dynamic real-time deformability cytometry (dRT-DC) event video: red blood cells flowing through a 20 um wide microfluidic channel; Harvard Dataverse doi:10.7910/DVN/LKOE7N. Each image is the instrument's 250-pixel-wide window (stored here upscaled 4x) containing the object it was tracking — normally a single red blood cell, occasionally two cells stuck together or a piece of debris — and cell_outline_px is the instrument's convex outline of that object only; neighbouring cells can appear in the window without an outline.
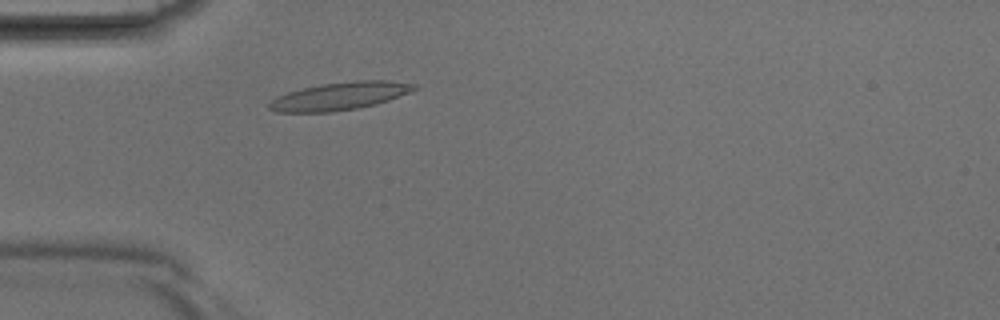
{"species": "Egyptian fruit bat (a non-hibernating species)", "species_latin": "Rousettus aegyptiacus", "temperature_condition": "room temperature", "stored_images_in_passage": 30, "camera_frame_rate_fps": 3000, "um_per_image_px": 0.085, "animal": {"sex": "male"}, "frame": {"image": 1, "passage_image": 1, "time_ms": 0.0, "image_size_px": [1000, 320], "cell_outline_px": [[416, 88], [412, 92], [376, 104], [356, 108], [332, 112], [276, 112], [268, 108], [268, 104], [276, 96], [288, 92], [304, 88], [324, 84], [356, 80], [388, 80], [416, 84]], "centroid_in_image_um": [28.89, 8.17], "position_along_channel_um": 56.1, "area_um2": 23.35}}
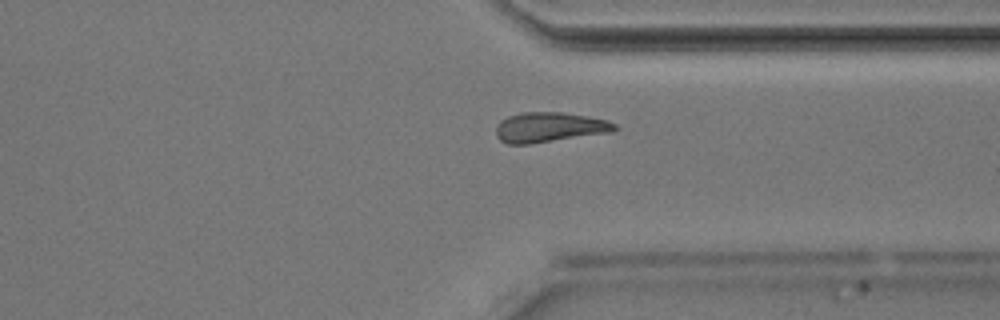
{"frame": {"image": 2, "passage_image": 20, "time_ms": 6.333, "image_size_px": [1000, 320], "cell_outline_px": [[616, 128], [612, 132], [528, 144], [508, 144], [500, 140], [496, 136], [496, 124], [500, 120], [508, 116], [520, 112], [564, 112], [588, 116], [608, 120], [616, 124]], "centroid_in_image_um": [46.67, 10.8], "position_along_channel_um": 364.7, "area_um2": 20.81}}
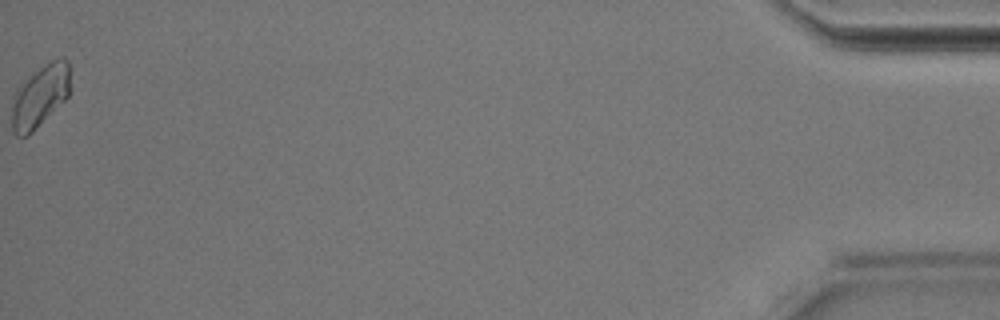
{"frame": {"image": 3, "passage_image": 30, "time_ms": 9.667, "image_size_px": [1000, 320], "cell_outline_px": [[68, 96], [28, 136], [16, 136], [12, 132], [12, 96], [16, 88], [40, 68], [52, 60], [64, 56], [68, 60]], "centroid_in_image_um": [3.35, 8.19], "position_along_channel_um": 431.8, "area_um2": 20.75}}